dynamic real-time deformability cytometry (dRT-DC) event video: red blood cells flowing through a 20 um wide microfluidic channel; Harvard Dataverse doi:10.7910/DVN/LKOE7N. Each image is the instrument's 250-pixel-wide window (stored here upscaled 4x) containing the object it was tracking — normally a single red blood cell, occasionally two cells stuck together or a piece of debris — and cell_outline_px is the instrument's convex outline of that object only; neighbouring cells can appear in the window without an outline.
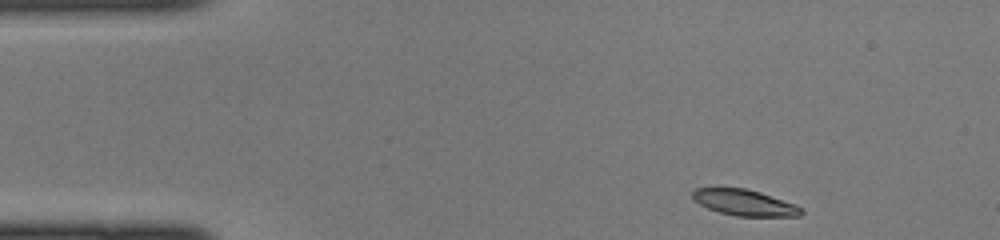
{"species": "common noctule bat (a hibernating species)", "species_latin": "Nyctalus noctula", "temperature_condition": "cold", "stored_images_in_passage": 40, "camera_frame_rate_fps": 3000, "um_per_image_px": 0.085, "animal": {"sex": "female", "body_mass_g": 22.0, "forearm_length_mm": 56.7}, "frame": {"image": 1, "passage_image": 1, "time_ms": 0.0, "image_size_px": [1000, 240], "cell_outline_px": [[804, 212], [800, 216], [736, 216], [720, 212], [708, 208], [692, 200], [692, 188], [744, 188], [760, 192], [796, 204]], "centroid_in_image_um": [63.26, 17.22], "position_along_channel_um": 21.7, "area_um2": 16.47}}
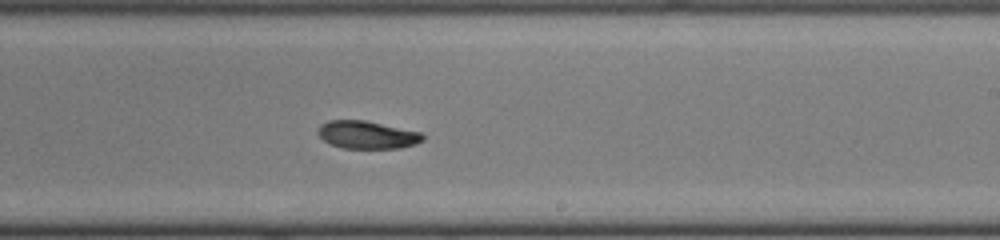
{"frame": {"image": 2, "passage_image": 22, "time_ms": 7.0, "image_size_px": [1000, 240], "cell_outline_px": [[424, 140], [416, 144], [400, 148], [340, 148], [328, 144], [316, 132], [320, 124], [328, 120], [364, 120], [420, 132], [424, 136]], "centroid_in_image_um": [31.16, 11.46], "position_along_channel_um": 257.8, "area_um2": 17.05}}
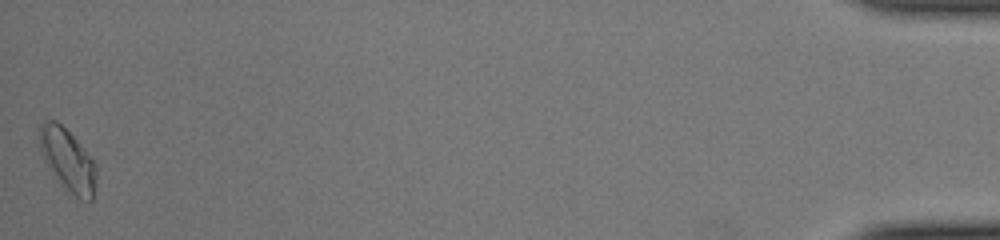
{"frame": {"image": 3, "passage_image": 40, "time_ms": 13.0, "image_size_px": [1000, 240], "cell_outline_px": [[96, 176], [92, 200], [80, 200], [68, 196], [64, 192], [44, 160], [40, 148], [40, 124], [44, 120], [56, 120], [84, 148], [96, 164]], "centroid_in_image_um": [5.76, 13.68], "position_along_channel_um": 429.4, "area_um2": 20.87}}